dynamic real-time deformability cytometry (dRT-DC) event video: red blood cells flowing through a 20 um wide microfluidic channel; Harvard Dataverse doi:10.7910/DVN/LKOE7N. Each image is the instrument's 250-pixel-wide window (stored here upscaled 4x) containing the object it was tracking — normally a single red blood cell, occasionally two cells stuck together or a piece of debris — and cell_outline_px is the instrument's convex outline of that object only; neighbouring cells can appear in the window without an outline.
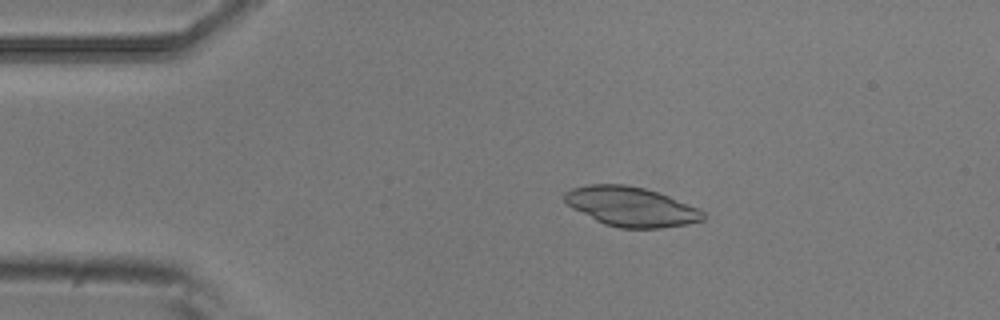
{"species": "common noctule bat (a hibernating species)", "species_latin": "Nyctalus noctula", "temperature_condition": "room temperature", "stored_images_in_passage": 4, "camera_frame_rate_fps": 3000, "um_per_image_px": 0.085, "animal": {"sex": "male", "body_mass_g": 20.5, "forearm_length_mm": 52.5}, "frame": {"image": 1, "passage_image": 2, "time_ms": 0.333, "image_size_px": [1000, 320], "cell_outline_px": [[704, 220], [688, 224], [660, 228], [620, 228], [604, 224], [572, 208], [564, 200], [564, 192], [572, 188], [588, 184], [624, 184], [644, 188], [668, 196], [700, 208], [704, 212]], "centroid_in_image_um": [53.65, 17.56], "position_along_channel_um": 31.4, "area_um2": 31.85}}